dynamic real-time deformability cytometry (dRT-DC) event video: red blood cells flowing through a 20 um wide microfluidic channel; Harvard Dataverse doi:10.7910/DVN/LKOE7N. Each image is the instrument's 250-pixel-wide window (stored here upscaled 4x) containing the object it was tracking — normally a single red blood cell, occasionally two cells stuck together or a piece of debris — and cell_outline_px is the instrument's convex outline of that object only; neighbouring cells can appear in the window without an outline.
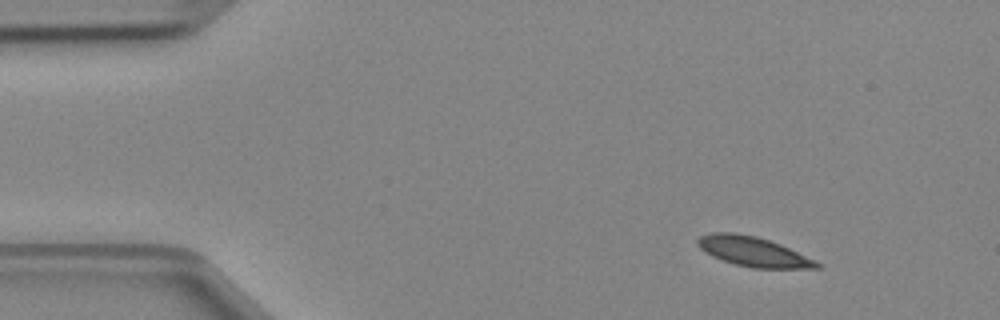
{"species": "Egyptian fruit bat (a non-hibernating species)", "species_latin": "Rousettus aegyptiacus", "temperature_condition": "cold", "stored_images_in_passage": 3, "camera_frame_rate_fps": 3000, "um_per_image_px": 0.085, "animal": {"sex": "female"}, "frame": {"image": 1, "passage_image": 1, "time_ms": 0.0, "image_size_px": [1000, 320], "cell_outline_px": [[820, 268], [752, 268], [736, 264], [712, 256], [704, 252], [696, 244], [696, 240], [700, 236], [712, 232], [736, 232], [756, 236], [780, 244], [816, 260], [820, 264]], "centroid_in_image_um": [64.0, 21.37], "position_along_channel_um": 21.0, "area_um2": 20.58}}